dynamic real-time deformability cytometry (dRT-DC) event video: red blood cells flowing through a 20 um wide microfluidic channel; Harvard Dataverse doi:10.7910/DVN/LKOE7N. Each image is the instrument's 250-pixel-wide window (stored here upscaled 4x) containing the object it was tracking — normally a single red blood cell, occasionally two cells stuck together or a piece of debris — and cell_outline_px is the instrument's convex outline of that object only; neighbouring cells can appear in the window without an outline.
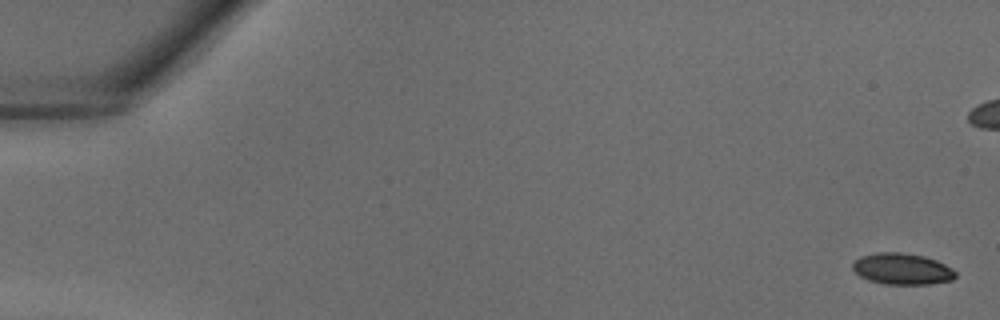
{"species": "common noctule bat (a hibernating species)", "species_latin": "Nyctalus noctula", "temperature_condition": "warm", "stored_images_in_passage": 10, "camera_frame_rate_fps": 3000, "um_per_image_px": 0.085, "animal": {"sex": "male", "body_mass_g": 18.8}, "frame": {"image": 1, "passage_image": 1, "time_ms": 0.0, "image_size_px": [1000, 320], "cell_outline_px": [[956, 276], [952, 280], [928, 284], [884, 284], [868, 280], [860, 276], [852, 268], [852, 264], [860, 256], [876, 252], [900, 252], [924, 256], [936, 260], [952, 268], [956, 272]], "centroid_in_image_um": [76.67, 22.85], "position_along_channel_um": 8.3, "area_um2": 18.79}}